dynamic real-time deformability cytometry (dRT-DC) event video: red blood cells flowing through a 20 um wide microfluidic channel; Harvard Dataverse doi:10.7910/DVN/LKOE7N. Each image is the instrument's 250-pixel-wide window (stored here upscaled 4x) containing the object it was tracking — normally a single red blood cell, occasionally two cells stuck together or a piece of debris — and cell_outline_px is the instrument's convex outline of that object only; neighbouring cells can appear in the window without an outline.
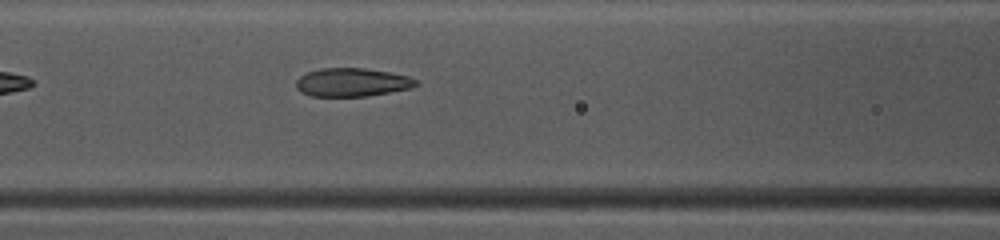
{"species": "common noctule bat (a hibernating species)", "species_latin": "Nyctalus noctula", "temperature_condition": "warm", "stored_images_in_passage": 36, "camera_frame_rate_fps": 3000, "um_per_image_px": 0.085, "animal": {"sex": "female", "body_mass_g": 10.0, "forearm_length_mm": 53.1}, "frame": {"image": 1, "passage_image": 9, "time_ms": 2.667, "image_size_px": [1000, 240], "cell_outline_px": [[420, 84], [412, 88], [368, 96], [312, 96], [300, 92], [296, 88], [296, 80], [300, 76], [308, 72], [320, 68], [364, 68], [388, 72], [408, 76], [416, 80]], "centroid_in_image_um": [29.92, 7.0], "position_along_channel_um": 136.7, "area_um2": 19.88}}
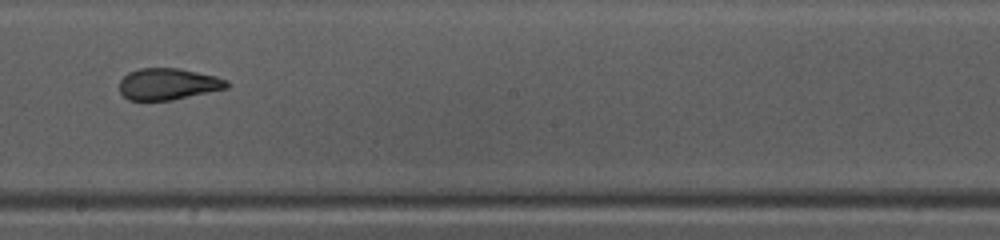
{"frame": {"image": 2, "passage_image": 16, "time_ms": 5.0, "image_size_px": [1000, 240], "cell_outline_px": [[228, 88], [172, 100], [128, 100], [120, 92], [120, 80], [128, 72], [140, 68], [180, 68], [216, 76], [228, 80]], "centroid_in_image_um": [14.29, 7.14], "position_along_channel_um": 233.9, "area_um2": 19.77}}
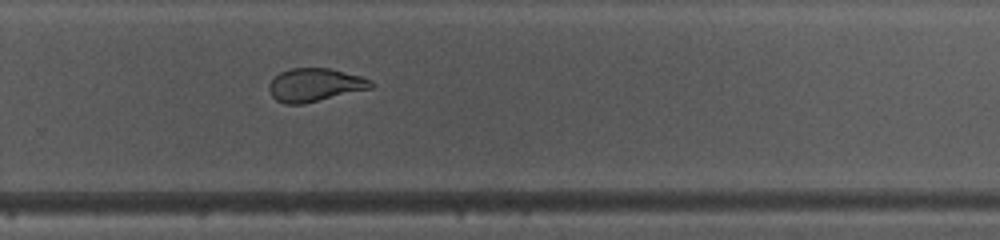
{"frame": {"image": 3, "passage_image": 21, "time_ms": 6.667, "image_size_px": [1000, 240], "cell_outline_px": [[376, 84], [372, 88], [304, 104], [284, 104], [276, 100], [272, 96], [268, 88], [268, 84], [280, 72], [292, 68], [328, 68], [360, 76], [372, 80]], "centroid_in_image_um": [26.77, 7.23], "position_along_channel_um": 303.0, "area_um2": 19.77}, "authors_computed_cell_mechanics": {"area_um2": 20.808, "velocity_mm_per_s": 4.1647, "shape_relaxation_time_tau1_ms": 7.6625, "shape_relaxation_time_tau2_ms": 1.6231, "deformation_change_tau1": 0.2229, "deformation_change_tau2": 0.0439}}